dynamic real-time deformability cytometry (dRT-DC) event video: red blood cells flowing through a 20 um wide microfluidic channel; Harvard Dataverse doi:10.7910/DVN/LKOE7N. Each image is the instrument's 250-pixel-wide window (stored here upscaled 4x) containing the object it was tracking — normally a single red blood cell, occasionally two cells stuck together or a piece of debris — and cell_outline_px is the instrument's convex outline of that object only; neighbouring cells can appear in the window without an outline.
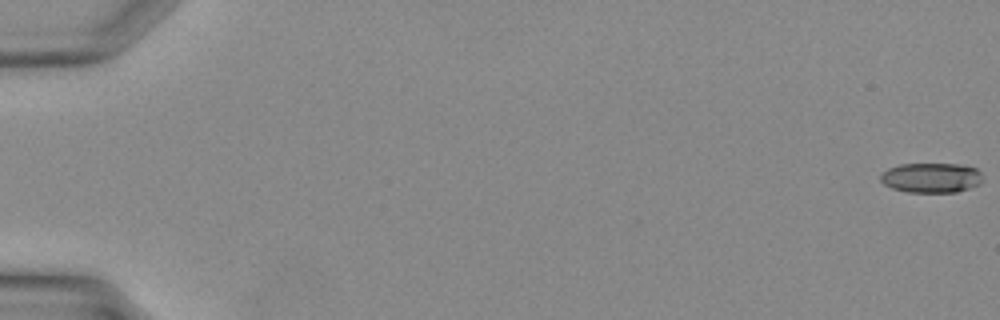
{"species": "Egyptian fruit bat (a non-hibernating species)", "species_latin": "Rousettus aegyptiacus", "temperature_condition": "warm", "stored_images_in_passage": 39, "camera_frame_rate_fps": 3000, "um_per_image_px": 0.085, "animal": {"sex": "female"}, "frame": {"image": 1, "passage_image": 1, "time_ms": 0.0, "image_size_px": [1000, 320], "cell_outline_px": [[980, 184], [956, 192], [908, 192], [892, 188], [884, 184], [880, 180], [880, 176], [888, 168], [900, 164], [960, 164], [976, 168], [980, 172]], "centroid_in_image_um": [79.13, 15.1], "position_along_channel_um": 5.9, "area_um2": 17.63}}
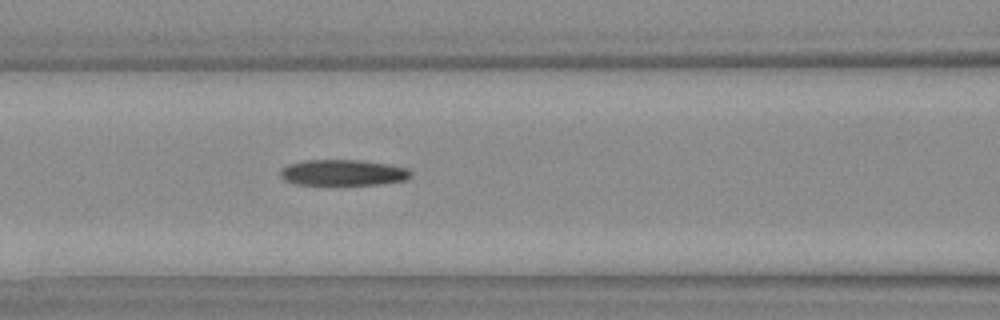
{"frame": {"image": 2, "passage_image": 18, "time_ms": 5.667, "image_size_px": [1000, 320], "cell_outline_px": [[412, 176], [404, 180], [380, 184], [296, 184], [284, 180], [280, 176], [280, 172], [288, 164], [308, 160], [360, 160], [388, 164], [408, 168], [412, 172]], "centroid_in_image_um": [29.18, 14.67], "position_along_channel_um": 137.4, "area_um2": 19.54}}
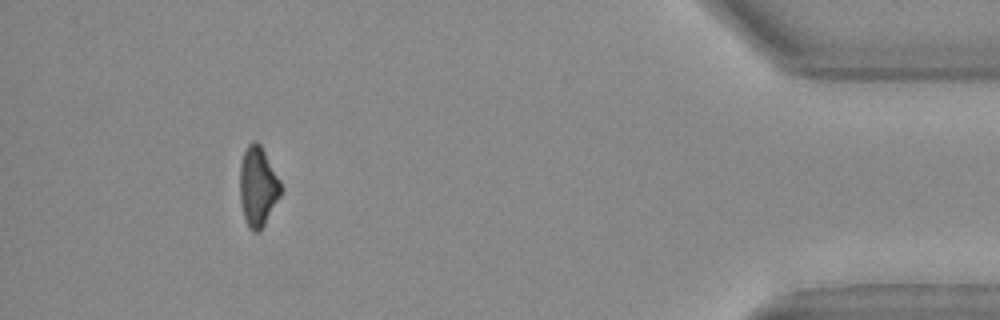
{"frame": {"image": 3, "passage_image": 36, "time_ms": 11.667, "image_size_px": [1000, 320], "cell_outline_px": [[284, 188], [280, 196], [260, 232], [252, 232], [248, 228], [244, 216], [240, 200], [240, 164], [244, 152], [248, 144], [252, 140], [256, 140], [260, 144], [280, 180]], "centroid_in_image_um": [21.93, 15.86], "position_along_channel_um": 413.3, "area_um2": 19.13}}